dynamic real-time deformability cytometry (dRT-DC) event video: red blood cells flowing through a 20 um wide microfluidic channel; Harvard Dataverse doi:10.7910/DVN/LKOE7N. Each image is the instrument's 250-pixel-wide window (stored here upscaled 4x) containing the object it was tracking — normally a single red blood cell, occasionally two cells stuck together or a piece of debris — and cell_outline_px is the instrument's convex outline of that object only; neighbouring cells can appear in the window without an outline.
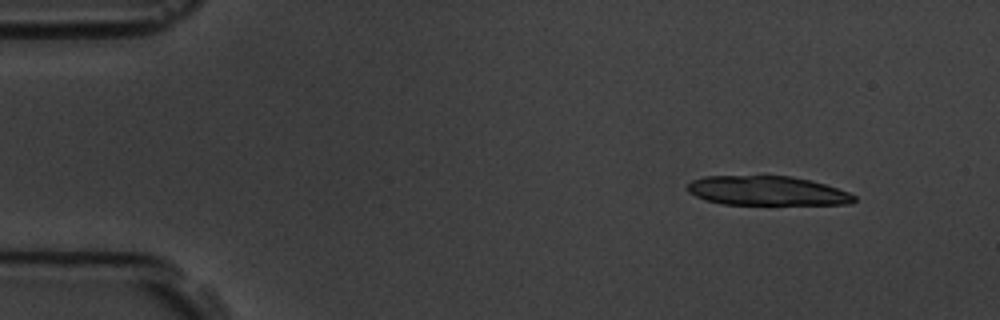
{"species": "common noctule bat (a hibernating species)", "species_latin": "Nyctalus noctula", "temperature_condition": "room temperature", "stored_images_in_passage": 7, "camera_frame_rate_fps": 3000, "um_per_image_px": 0.085, "animal": {"sex": "male", "body_mass_g": 19.5, "forearm_length_mm": 54.6}, "frame": {"image": 1, "passage_image": 1, "time_ms": 0.0, "image_size_px": [1000, 320], "cell_outline_px": [[856, 200], [852, 204], [724, 204], [704, 200], [688, 192], [688, 184], [692, 180], [704, 176], [792, 176], [812, 180], [848, 192], [856, 196]], "centroid_in_image_um": [65.2, 16.21], "position_along_channel_um": 19.8, "area_um2": 28.44}}
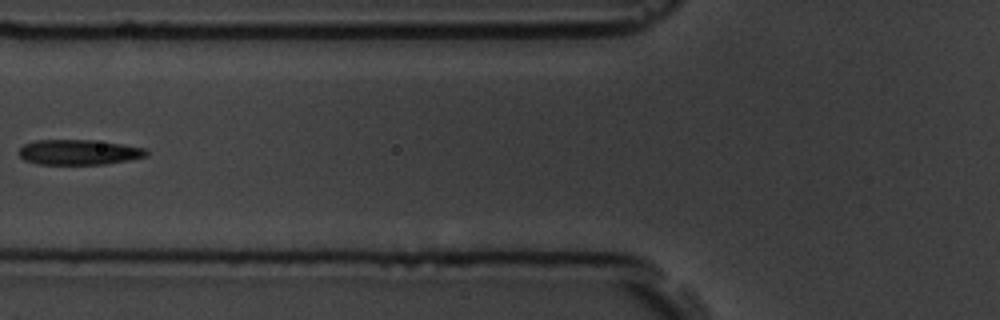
{"frame": {"image": 2, "passage_image": 5, "time_ms": 5.333, "image_size_px": [1000, 320], "cell_outline_px": [[148, 156], [128, 160], [104, 164], [36, 164], [24, 160], [20, 156], [20, 148], [24, 144], [36, 140], [92, 140], [124, 144], [144, 148], [148, 152]], "centroid_in_image_um": [6.71, 12.93], "position_along_channel_um": 119.1, "area_um2": 18.67}}
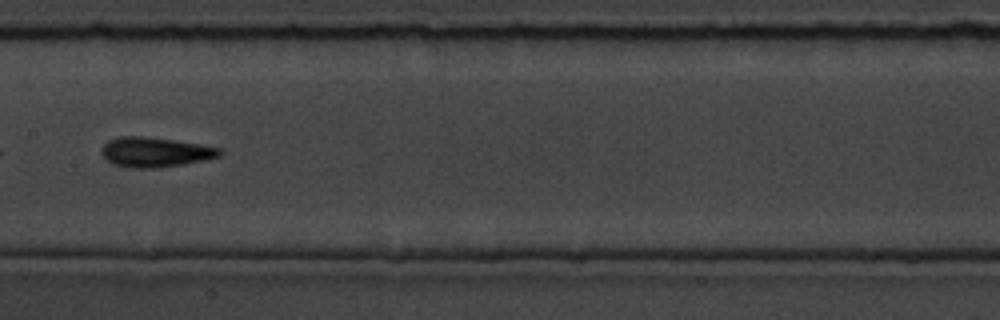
{"frame": {"image": 3, "passage_image": 7, "time_ms": 7.333, "image_size_px": [1000, 320], "cell_outline_px": [[220, 156], [204, 160], [184, 164], [156, 168], [132, 168], [112, 164], [100, 152], [104, 144], [108, 140], [116, 136], [144, 136], [172, 140], [220, 148]], "centroid_in_image_um": [13.12, 12.93], "position_along_channel_um": 194.3, "area_um2": 20.35}}